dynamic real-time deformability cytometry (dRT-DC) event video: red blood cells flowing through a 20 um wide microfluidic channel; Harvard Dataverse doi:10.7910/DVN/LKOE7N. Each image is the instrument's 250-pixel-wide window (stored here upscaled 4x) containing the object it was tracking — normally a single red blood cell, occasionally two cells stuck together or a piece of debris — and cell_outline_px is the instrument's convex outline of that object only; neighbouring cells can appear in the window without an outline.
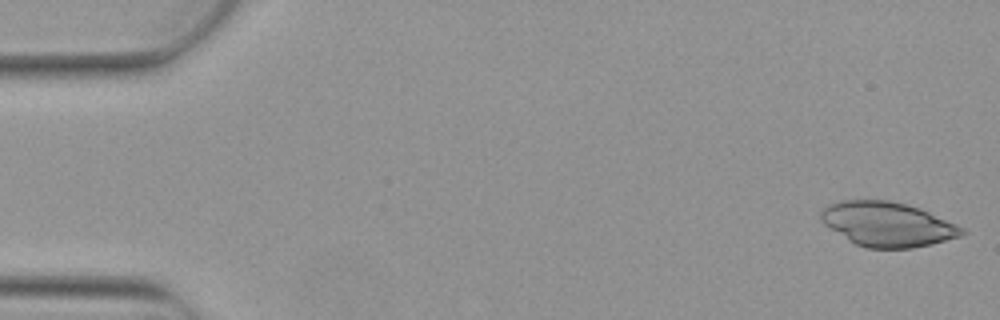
{"species": "Egyptian fruit bat (a non-hibernating species)", "species_latin": "Rousettus aegyptiacus", "temperature_condition": "warm", "stored_images_in_passage": 5, "segment_of_instrument_passage": [1, 2], "camera_frame_rate_fps": 3000, "um_per_image_px": 0.085, "animal": {"sex": "female"}, "frame": {"image": 1, "passage_image": 1, "time_ms": 0.0, "image_size_px": [1000, 320], "cell_outline_px": [[968, 232], [960, 236], [932, 244], [912, 248], [864, 248], [848, 240], [824, 224], [820, 220], [820, 212], [828, 204], [840, 200], [888, 200], [908, 204], [920, 208], [956, 224], [964, 228]], "centroid_in_image_um": [75.43, 19.05], "position_along_channel_um": 9.6, "area_um2": 36.65}}